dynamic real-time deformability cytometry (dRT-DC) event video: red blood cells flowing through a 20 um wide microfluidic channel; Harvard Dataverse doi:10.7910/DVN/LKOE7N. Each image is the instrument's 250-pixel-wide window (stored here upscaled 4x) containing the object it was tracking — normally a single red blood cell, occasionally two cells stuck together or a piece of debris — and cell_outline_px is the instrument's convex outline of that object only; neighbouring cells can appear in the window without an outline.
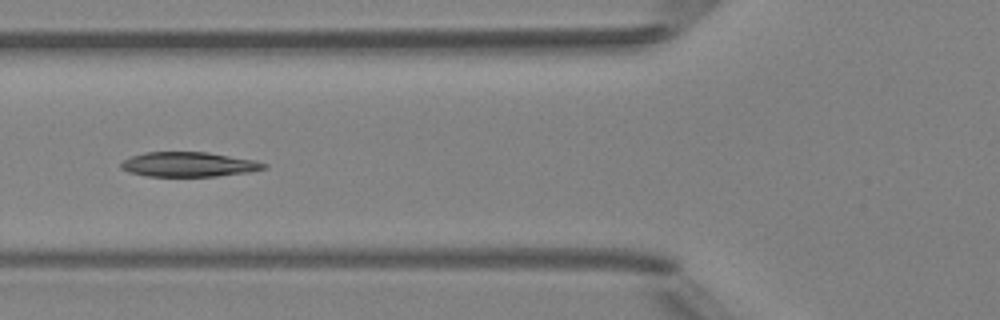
{"species": "Egyptian fruit bat (a non-hibernating species)", "species_latin": "Rousettus aegyptiacus", "temperature_condition": "room temperature", "stored_images_in_passage": 6, "camera_frame_rate_fps": 3000, "um_per_image_px": 0.085, "animal": {"sex": "female"}, "frame": {"image": 1, "passage_image": 6, "time_ms": 5.667, "image_size_px": [1000, 320], "cell_outline_px": [[268, 168], [248, 172], [216, 176], [148, 176], [128, 172], [120, 168], [120, 164], [124, 160], [132, 156], [144, 152], [208, 152], [256, 160], [268, 164]], "centroid_in_image_um": [16.06, 13.97], "position_along_channel_um": 109.7, "area_um2": 20.63}}